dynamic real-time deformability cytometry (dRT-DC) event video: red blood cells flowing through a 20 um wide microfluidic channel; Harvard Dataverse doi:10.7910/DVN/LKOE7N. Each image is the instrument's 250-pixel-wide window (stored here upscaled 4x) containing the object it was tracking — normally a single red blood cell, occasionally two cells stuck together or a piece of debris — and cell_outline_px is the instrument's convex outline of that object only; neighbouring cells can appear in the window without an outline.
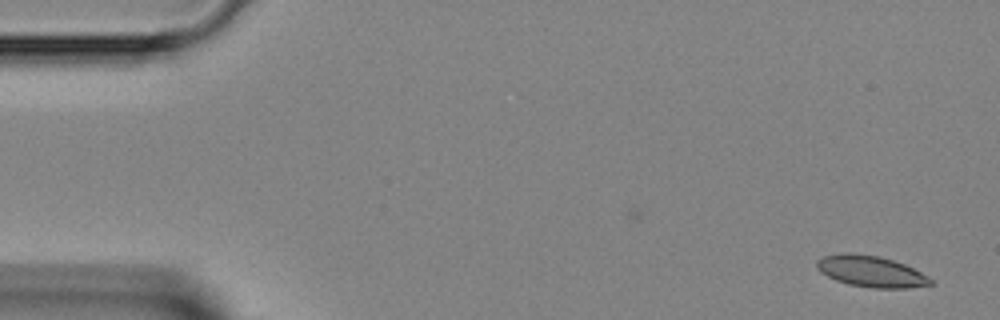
{"species": "Egyptian fruit bat (a non-hibernating species)", "species_latin": "Rousettus aegyptiacus", "temperature_condition": "room temperature", "stored_images_in_passage": 44, "camera_frame_rate_fps": 3000, "um_per_image_px": 0.085, "animal": {"sex": "female"}, "frame": {"image": 1, "passage_image": 1, "time_ms": 0.0, "image_size_px": [1000, 320], "cell_outline_px": [[936, 284], [908, 288], [872, 288], [848, 284], [836, 280], [820, 272], [816, 268], [816, 260], [824, 256], [844, 252], [852, 252], [880, 256], [904, 264], [920, 272], [932, 280]], "centroid_in_image_um": [74.01, 23.06], "position_along_channel_um": 11.0, "area_um2": 20.81}}
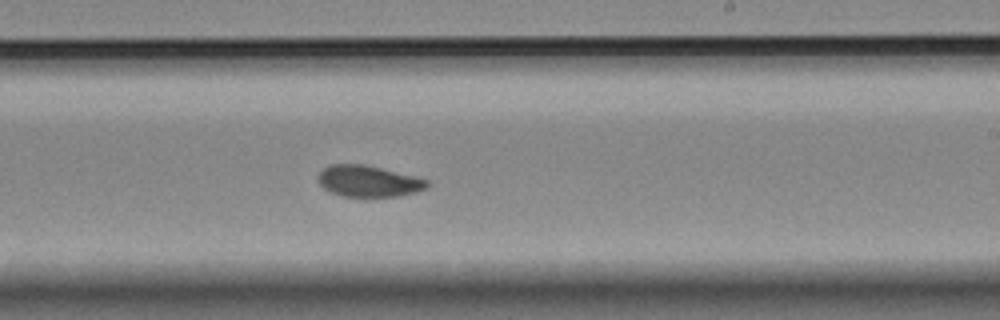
{"frame": {"image": 2, "passage_image": 26, "time_ms": 8.333, "image_size_px": [1000, 320], "cell_outline_px": [[428, 188], [416, 192], [396, 196], [340, 196], [328, 192], [316, 180], [316, 176], [324, 168], [332, 164], [364, 164], [428, 180]], "centroid_in_image_um": [31.26, 15.4], "position_along_channel_um": 257.7, "area_um2": 19.77}}
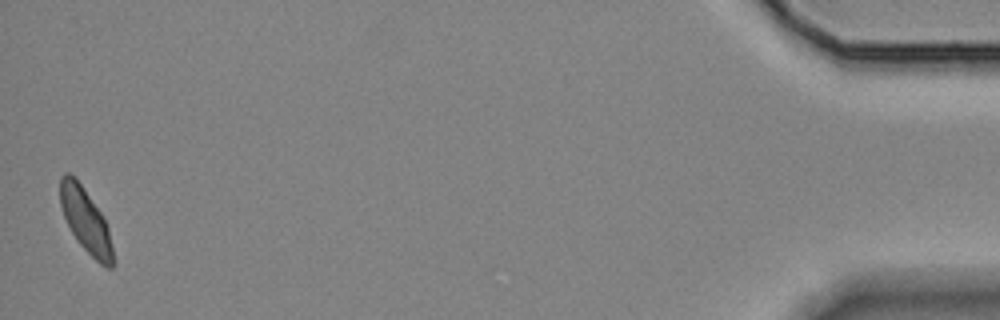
{"frame": {"image": 3, "passage_image": 44, "time_ms": 14.333, "image_size_px": [1000, 320], "cell_outline_px": [[112, 268], [108, 268], [100, 264], [76, 240], [64, 216], [60, 204], [60, 176], [64, 172], [68, 172], [76, 176], [100, 212], [108, 228], [112, 248]], "centroid_in_image_um": [7.24, 18.68], "position_along_channel_um": 428.0, "area_um2": 19.36}}